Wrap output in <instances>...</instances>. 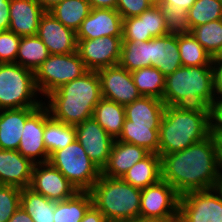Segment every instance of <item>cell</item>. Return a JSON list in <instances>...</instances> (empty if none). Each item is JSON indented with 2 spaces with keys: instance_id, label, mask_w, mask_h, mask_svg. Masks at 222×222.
Segmentation results:
<instances>
[{
  "instance_id": "8",
  "label": "cell",
  "mask_w": 222,
  "mask_h": 222,
  "mask_svg": "<svg viewBox=\"0 0 222 222\" xmlns=\"http://www.w3.org/2000/svg\"><path fill=\"white\" fill-rule=\"evenodd\" d=\"M88 71L78 52L50 54L35 71V84L41 96H47Z\"/></svg>"
},
{
  "instance_id": "52",
  "label": "cell",
  "mask_w": 222,
  "mask_h": 222,
  "mask_svg": "<svg viewBox=\"0 0 222 222\" xmlns=\"http://www.w3.org/2000/svg\"><path fill=\"white\" fill-rule=\"evenodd\" d=\"M154 5H158L162 2V0H150Z\"/></svg>"
},
{
  "instance_id": "36",
  "label": "cell",
  "mask_w": 222,
  "mask_h": 222,
  "mask_svg": "<svg viewBox=\"0 0 222 222\" xmlns=\"http://www.w3.org/2000/svg\"><path fill=\"white\" fill-rule=\"evenodd\" d=\"M191 29L222 19V0H196L187 12Z\"/></svg>"
},
{
  "instance_id": "37",
  "label": "cell",
  "mask_w": 222,
  "mask_h": 222,
  "mask_svg": "<svg viewBox=\"0 0 222 222\" xmlns=\"http://www.w3.org/2000/svg\"><path fill=\"white\" fill-rule=\"evenodd\" d=\"M162 10L168 34L191 33V24L188 17V10L182 7L171 8L165 3L158 4Z\"/></svg>"
},
{
  "instance_id": "26",
  "label": "cell",
  "mask_w": 222,
  "mask_h": 222,
  "mask_svg": "<svg viewBox=\"0 0 222 222\" xmlns=\"http://www.w3.org/2000/svg\"><path fill=\"white\" fill-rule=\"evenodd\" d=\"M43 139L50 156L58 149H63L76 140V130L73 125L54 120L45 106V128Z\"/></svg>"
},
{
  "instance_id": "14",
  "label": "cell",
  "mask_w": 222,
  "mask_h": 222,
  "mask_svg": "<svg viewBox=\"0 0 222 222\" xmlns=\"http://www.w3.org/2000/svg\"><path fill=\"white\" fill-rule=\"evenodd\" d=\"M97 73L103 98L125 106L141 97L131 72L120 65L99 69Z\"/></svg>"
},
{
  "instance_id": "2",
  "label": "cell",
  "mask_w": 222,
  "mask_h": 222,
  "mask_svg": "<svg viewBox=\"0 0 222 222\" xmlns=\"http://www.w3.org/2000/svg\"><path fill=\"white\" fill-rule=\"evenodd\" d=\"M102 98L99 75L88 70L44 97L43 104L54 120L75 126L92 117Z\"/></svg>"
},
{
  "instance_id": "20",
  "label": "cell",
  "mask_w": 222,
  "mask_h": 222,
  "mask_svg": "<svg viewBox=\"0 0 222 222\" xmlns=\"http://www.w3.org/2000/svg\"><path fill=\"white\" fill-rule=\"evenodd\" d=\"M149 153L144 147L115 140L108 162L101 170V175L122 178L134 164L145 158Z\"/></svg>"
},
{
  "instance_id": "22",
  "label": "cell",
  "mask_w": 222,
  "mask_h": 222,
  "mask_svg": "<svg viewBox=\"0 0 222 222\" xmlns=\"http://www.w3.org/2000/svg\"><path fill=\"white\" fill-rule=\"evenodd\" d=\"M38 108L0 110V149H18L25 122Z\"/></svg>"
},
{
  "instance_id": "30",
  "label": "cell",
  "mask_w": 222,
  "mask_h": 222,
  "mask_svg": "<svg viewBox=\"0 0 222 222\" xmlns=\"http://www.w3.org/2000/svg\"><path fill=\"white\" fill-rule=\"evenodd\" d=\"M90 11L91 6L88 0H64L48 12L65 27L77 32Z\"/></svg>"
},
{
  "instance_id": "16",
  "label": "cell",
  "mask_w": 222,
  "mask_h": 222,
  "mask_svg": "<svg viewBox=\"0 0 222 222\" xmlns=\"http://www.w3.org/2000/svg\"><path fill=\"white\" fill-rule=\"evenodd\" d=\"M45 128V105L42 104L25 122L17 151L34 164L49 160L43 134Z\"/></svg>"
},
{
  "instance_id": "17",
  "label": "cell",
  "mask_w": 222,
  "mask_h": 222,
  "mask_svg": "<svg viewBox=\"0 0 222 222\" xmlns=\"http://www.w3.org/2000/svg\"><path fill=\"white\" fill-rule=\"evenodd\" d=\"M36 35L46 45L49 54H70L77 51L76 32L65 27L48 11L42 15Z\"/></svg>"
},
{
  "instance_id": "27",
  "label": "cell",
  "mask_w": 222,
  "mask_h": 222,
  "mask_svg": "<svg viewBox=\"0 0 222 222\" xmlns=\"http://www.w3.org/2000/svg\"><path fill=\"white\" fill-rule=\"evenodd\" d=\"M46 45L37 36H22L19 42L16 63L35 71L49 57Z\"/></svg>"
},
{
  "instance_id": "13",
  "label": "cell",
  "mask_w": 222,
  "mask_h": 222,
  "mask_svg": "<svg viewBox=\"0 0 222 222\" xmlns=\"http://www.w3.org/2000/svg\"><path fill=\"white\" fill-rule=\"evenodd\" d=\"M29 188L55 202L72 198L78 192L70 181L49 162L34 164Z\"/></svg>"
},
{
  "instance_id": "48",
  "label": "cell",
  "mask_w": 222,
  "mask_h": 222,
  "mask_svg": "<svg viewBox=\"0 0 222 222\" xmlns=\"http://www.w3.org/2000/svg\"><path fill=\"white\" fill-rule=\"evenodd\" d=\"M196 0H162L161 3L170 5L171 8H185L189 10Z\"/></svg>"
},
{
  "instance_id": "19",
  "label": "cell",
  "mask_w": 222,
  "mask_h": 222,
  "mask_svg": "<svg viewBox=\"0 0 222 222\" xmlns=\"http://www.w3.org/2000/svg\"><path fill=\"white\" fill-rule=\"evenodd\" d=\"M34 163L17 150L0 149V184L30 187Z\"/></svg>"
},
{
  "instance_id": "35",
  "label": "cell",
  "mask_w": 222,
  "mask_h": 222,
  "mask_svg": "<svg viewBox=\"0 0 222 222\" xmlns=\"http://www.w3.org/2000/svg\"><path fill=\"white\" fill-rule=\"evenodd\" d=\"M191 34L211 55L218 57L222 53V19L210 21L200 26L193 27Z\"/></svg>"
},
{
  "instance_id": "15",
  "label": "cell",
  "mask_w": 222,
  "mask_h": 222,
  "mask_svg": "<svg viewBox=\"0 0 222 222\" xmlns=\"http://www.w3.org/2000/svg\"><path fill=\"white\" fill-rule=\"evenodd\" d=\"M76 139L89 158L102 170L107 164L114 139L91 117L74 126Z\"/></svg>"
},
{
  "instance_id": "4",
  "label": "cell",
  "mask_w": 222,
  "mask_h": 222,
  "mask_svg": "<svg viewBox=\"0 0 222 222\" xmlns=\"http://www.w3.org/2000/svg\"><path fill=\"white\" fill-rule=\"evenodd\" d=\"M211 115L165 106L159 127V156L182 151L207 138L211 134Z\"/></svg>"
},
{
  "instance_id": "3",
  "label": "cell",
  "mask_w": 222,
  "mask_h": 222,
  "mask_svg": "<svg viewBox=\"0 0 222 222\" xmlns=\"http://www.w3.org/2000/svg\"><path fill=\"white\" fill-rule=\"evenodd\" d=\"M212 66H181L165 76L163 101L182 111L212 113L216 99Z\"/></svg>"
},
{
  "instance_id": "7",
  "label": "cell",
  "mask_w": 222,
  "mask_h": 222,
  "mask_svg": "<svg viewBox=\"0 0 222 222\" xmlns=\"http://www.w3.org/2000/svg\"><path fill=\"white\" fill-rule=\"evenodd\" d=\"M48 162L57 168L78 192H88L101 175V170L89 158L77 139L65 148L53 152Z\"/></svg>"
},
{
  "instance_id": "39",
  "label": "cell",
  "mask_w": 222,
  "mask_h": 222,
  "mask_svg": "<svg viewBox=\"0 0 222 222\" xmlns=\"http://www.w3.org/2000/svg\"><path fill=\"white\" fill-rule=\"evenodd\" d=\"M150 34H146L145 11L138 16L123 19L122 41L144 42L151 40Z\"/></svg>"
},
{
  "instance_id": "47",
  "label": "cell",
  "mask_w": 222,
  "mask_h": 222,
  "mask_svg": "<svg viewBox=\"0 0 222 222\" xmlns=\"http://www.w3.org/2000/svg\"><path fill=\"white\" fill-rule=\"evenodd\" d=\"M8 222H33L30 215L20 206Z\"/></svg>"
},
{
  "instance_id": "33",
  "label": "cell",
  "mask_w": 222,
  "mask_h": 222,
  "mask_svg": "<svg viewBox=\"0 0 222 222\" xmlns=\"http://www.w3.org/2000/svg\"><path fill=\"white\" fill-rule=\"evenodd\" d=\"M119 65L129 72L151 67L150 40L144 42L122 41Z\"/></svg>"
},
{
  "instance_id": "24",
  "label": "cell",
  "mask_w": 222,
  "mask_h": 222,
  "mask_svg": "<svg viewBox=\"0 0 222 222\" xmlns=\"http://www.w3.org/2000/svg\"><path fill=\"white\" fill-rule=\"evenodd\" d=\"M122 179L141 190L157 183L161 179V157L157 153H149L134 164Z\"/></svg>"
},
{
  "instance_id": "6",
  "label": "cell",
  "mask_w": 222,
  "mask_h": 222,
  "mask_svg": "<svg viewBox=\"0 0 222 222\" xmlns=\"http://www.w3.org/2000/svg\"><path fill=\"white\" fill-rule=\"evenodd\" d=\"M38 95L34 72L17 63H0V110L40 107L44 101Z\"/></svg>"
},
{
  "instance_id": "28",
  "label": "cell",
  "mask_w": 222,
  "mask_h": 222,
  "mask_svg": "<svg viewBox=\"0 0 222 222\" xmlns=\"http://www.w3.org/2000/svg\"><path fill=\"white\" fill-rule=\"evenodd\" d=\"M159 127L129 125V120L125 118L122 133L117 140L144 147L150 153L158 154Z\"/></svg>"
},
{
  "instance_id": "49",
  "label": "cell",
  "mask_w": 222,
  "mask_h": 222,
  "mask_svg": "<svg viewBox=\"0 0 222 222\" xmlns=\"http://www.w3.org/2000/svg\"><path fill=\"white\" fill-rule=\"evenodd\" d=\"M213 136L217 144L218 166L220 172H222V132L213 133Z\"/></svg>"
},
{
  "instance_id": "43",
  "label": "cell",
  "mask_w": 222,
  "mask_h": 222,
  "mask_svg": "<svg viewBox=\"0 0 222 222\" xmlns=\"http://www.w3.org/2000/svg\"><path fill=\"white\" fill-rule=\"evenodd\" d=\"M220 132H222V96L215 99L211 115V133Z\"/></svg>"
},
{
  "instance_id": "40",
  "label": "cell",
  "mask_w": 222,
  "mask_h": 222,
  "mask_svg": "<svg viewBox=\"0 0 222 222\" xmlns=\"http://www.w3.org/2000/svg\"><path fill=\"white\" fill-rule=\"evenodd\" d=\"M21 36L0 25V63H16Z\"/></svg>"
},
{
  "instance_id": "51",
  "label": "cell",
  "mask_w": 222,
  "mask_h": 222,
  "mask_svg": "<svg viewBox=\"0 0 222 222\" xmlns=\"http://www.w3.org/2000/svg\"><path fill=\"white\" fill-rule=\"evenodd\" d=\"M215 190L220 194L222 197V172H220L219 178L215 185Z\"/></svg>"
},
{
  "instance_id": "32",
  "label": "cell",
  "mask_w": 222,
  "mask_h": 222,
  "mask_svg": "<svg viewBox=\"0 0 222 222\" xmlns=\"http://www.w3.org/2000/svg\"><path fill=\"white\" fill-rule=\"evenodd\" d=\"M135 86L141 96L163 99L165 76L153 66L143 67L131 72Z\"/></svg>"
},
{
  "instance_id": "31",
  "label": "cell",
  "mask_w": 222,
  "mask_h": 222,
  "mask_svg": "<svg viewBox=\"0 0 222 222\" xmlns=\"http://www.w3.org/2000/svg\"><path fill=\"white\" fill-rule=\"evenodd\" d=\"M92 206L89 192H77L72 198L55 202L54 222H81Z\"/></svg>"
},
{
  "instance_id": "12",
  "label": "cell",
  "mask_w": 222,
  "mask_h": 222,
  "mask_svg": "<svg viewBox=\"0 0 222 222\" xmlns=\"http://www.w3.org/2000/svg\"><path fill=\"white\" fill-rule=\"evenodd\" d=\"M121 46L122 37L77 39V52L86 68L93 71L119 65Z\"/></svg>"
},
{
  "instance_id": "10",
  "label": "cell",
  "mask_w": 222,
  "mask_h": 222,
  "mask_svg": "<svg viewBox=\"0 0 222 222\" xmlns=\"http://www.w3.org/2000/svg\"><path fill=\"white\" fill-rule=\"evenodd\" d=\"M46 11L36 0H0V25L18 36H35Z\"/></svg>"
},
{
  "instance_id": "44",
  "label": "cell",
  "mask_w": 222,
  "mask_h": 222,
  "mask_svg": "<svg viewBox=\"0 0 222 222\" xmlns=\"http://www.w3.org/2000/svg\"><path fill=\"white\" fill-rule=\"evenodd\" d=\"M213 89L216 97L222 96V58L212 59Z\"/></svg>"
},
{
  "instance_id": "42",
  "label": "cell",
  "mask_w": 222,
  "mask_h": 222,
  "mask_svg": "<svg viewBox=\"0 0 222 222\" xmlns=\"http://www.w3.org/2000/svg\"><path fill=\"white\" fill-rule=\"evenodd\" d=\"M154 4L150 0H117L116 10L123 19L141 15Z\"/></svg>"
},
{
  "instance_id": "9",
  "label": "cell",
  "mask_w": 222,
  "mask_h": 222,
  "mask_svg": "<svg viewBox=\"0 0 222 222\" xmlns=\"http://www.w3.org/2000/svg\"><path fill=\"white\" fill-rule=\"evenodd\" d=\"M180 196L168 182L162 179L142 189L140 221L177 222Z\"/></svg>"
},
{
  "instance_id": "18",
  "label": "cell",
  "mask_w": 222,
  "mask_h": 222,
  "mask_svg": "<svg viewBox=\"0 0 222 222\" xmlns=\"http://www.w3.org/2000/svg\"><path fill=\"white\" fill-rule=\"evenodd\" d=\"M123 18L115 9L91 8L76 32V39H96L104 36L122 37Z\"/></svg>"
},
{
  "instance_id": "46",
  "label": "cell",
  "mask_w": 222,
  "mask_h": 222,
  "mask_svg": "<svg viewBox=\"0 0 222 222\" xmlns=\"http://www.w3.org/2000/svg\"><path fill=\"white\" fill-rule=\"evenodd\" d=\"M91 8H105L115 9L117 7V0H88Z\"/></svg>"
},
{
  "instance_id": "1",
  "label": "cell",
  "mask_w": 222,
  "mask_h": 222,
  "mask_svg": "<svg viewBox=\"0 0 222 222\" xmlns=\"http://www.w3.org/2000/svg\"><path fill=\"white\" fill-rule=\"evenodd\" d=\"M160 157L161 179L180 195L215 188L220 170L213 133L182 151Z\"/></svg>"
},
{
  "instance_id": "25",
  "label": "cell",
  "mask_w": 222,
  "mask_h": 222,
  "mask_svg": "<svg viewBox=\"0 0 222 222\" xmlns=\"http://www.w3.org/2000/svg\"><path fill=\"white\" fill-rule=\"evenodd\" d=\"M92 117L114 140H117L123 130L125 106L102 98L95 106Z\"/></svg>"
},
{
  "instance_id": "29",
  "label": "cell",
  "mask_w": 222,
  "mask_h": 222,
  "mask_svg": "<svg viewBox=\"0 0 222 222\" xmlns=\"http://www.w3.org/2000/svg\"><path fill=\"white\" fill-rule=\"evenodd\" d=\"M20 206L30 215L33 222H54L55 201L29 187L21 189Z\"/></svg>"
},
{
  "instance_id": "34",
  "label": "cell",
  "mask_w": 222,
  "mask_h": 222,
  "mask_svg": "<svg viewBox=\"0 0 222 222\" xmlns=\"http://www.w3.org/2000/svg\"><path fill=\"white\" fill-rule=\"evenodd\" d=\"M178 46L182 66H212L213 58L191 33L178 34Z\"/></svg>"
},
{
  "instance_id": "45",
  "label": "cell",
  "mask_w": 222,
  "mask_h": 222,
  "mask_svg": "<svg viewBox=\"0 0 222 222\" xmlns=\"http://www.w3.org/2000/svg\"><path fill=\"white\" fill-rule=\"evenodd\" d=\"M81 222H107L104 214L93 205L87 210Z\"/></svg>"
},
{
  "instance_id": "50",
  "label": "cell",
  "mask_w": 222,
  "mask_h": 222,
  "mask_svg": "<svg viewBox=\"0 0 222 222\" xmlns=\"http://www.w3.org/2000/svg\"><path fill=\"white\" fill-rule=\"evenodd\" d=\"M36 1L45 11H49L54 6L63 2L64 0H36Z\"/></svg>"
},
{
  "instance_id": "38",
  "label": "cell",
  "mask_w": 222,
  "mask_h": 222,
  "mask_svg": "<svg viewBox=\"0 0 222 222\" xmlns=\"http://www.w3.org/2000/svg\"><path fill=\"white\" fill-rule=\"evenodd\" d=\"M21 188L0 184V222H8L20 207Z\"/></svg>"
},
{
  "instance_id": "5",
  "label": "cell",
  "mask_w": 222,
  "mask_h": 222,
  "mask_svg": "<svg viewBox=\"0 0 222 222\" xmlns=\"http://www.w3.org/2000/svg\"><path fill=\"white\" fill-rule=\"evenodd\" d=\"M88 192L92 205L104 214L107 222L140 221L141 189L122 178L100 175Z\"/></svg>"
},
{
  "instance_id": "23",
  "label": "cell",
  "mask_w": 222,
  "mask_h": 222,
  "mask_svg": "<svg viewBox=\"0 0 222 222\" xmlns=\"http://www.w3.org/2000/svg\"><path fill=\"white\" fill-rule=\"evenodd\" d=\"M165 106L159 98L141 96L125 105V118L129 120V125L160 126Z\"/></svg>"
},
{
  "instance_id": "11",
  "label": "cell",
  "mask_w": 222,
  "mask_h": 222,
  "mask_svg": "<svg viewBox=\"0 0 222 222\" xmlns=\"http://www.w3.org/2000/svg\"><path fill=\"white\" fill-rule=\"evenodd\" d=\"M177 222H222V197L215 188L181 195Z\"/></svg>"
},
{
  "instance_id": "41",
  "label": "cell",
  "mask_w": 222,
  "mask_h": 222,
  "mask_svg": "<svg viewBox=\"0 0 222 222\" xmlns=\"http://www.w3.org/2000/svg\"><path fill=\"white\" fill-rule=\"evenodd\" d=\"M145 27L146 34L152 38L168 35L166 23L159 5H153L145 10Z\"/></svg>"
},
{
  "instance_id": "21",
  "label": "cell",
  "mask_w": 222,
  "mask_h": 222,
  "mask_svg": "<svg viewBox=\"0 0 222 222\" xmlns=\"http://www.w3.org/2000/svg\"><path fill=\"white\" fill-rule=\"evenodd\" d=\"M151 66L167 76L182 66L178 34H168L150 40Z\"/></svg>"
}]
</instances>
